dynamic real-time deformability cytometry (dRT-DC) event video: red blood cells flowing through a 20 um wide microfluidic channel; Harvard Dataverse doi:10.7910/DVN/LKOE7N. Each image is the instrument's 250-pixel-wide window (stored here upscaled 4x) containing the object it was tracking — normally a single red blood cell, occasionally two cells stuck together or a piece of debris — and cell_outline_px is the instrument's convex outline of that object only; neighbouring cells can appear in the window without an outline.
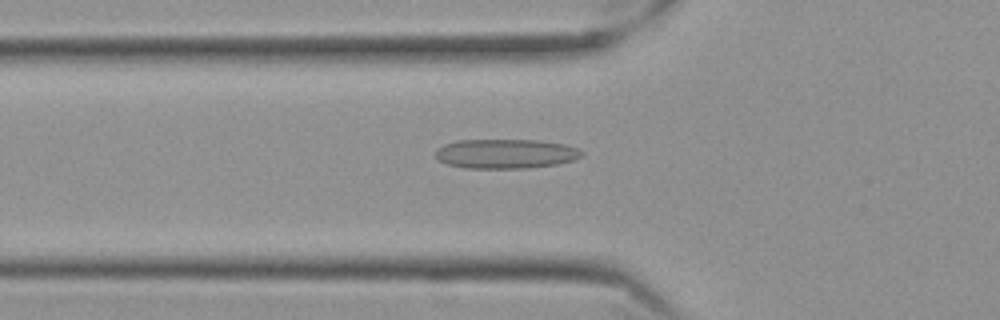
{"species": "Egyptian fruit bat (a non-hibernating species)", "species_latin": "Rousettus aegyptiacus", "temperature_condition": "cold", "stored_images_in_passage": 48, "camera_frame_rate_fps": 3000, "um_per_image_px": 0.085, "frame": {"image": 1, "passage_image": 11, "time_ms": 3.333, "image_size_px": [1000, 320], "cell_outline_px": [[584, 152], [580, 156], [572, 160], [556, 164], [524, 168], [464, 168], [448, 164], [440, 160], [436, 156], [436, 148], [444, 144], [456, 140], [540, 140], [564, 144], [576, 148]], "centroid_in_image_um": [42.95, 13.06], "position_along_channel_um": 82.9, "area_um2": 24.97}}
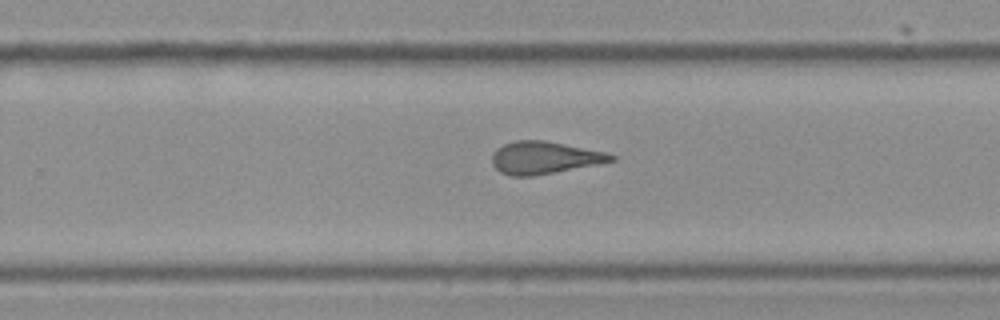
{"frame": {"image": 2, "passage_image": 28, "time_ms": 9.0, "image_size_px": [1000, 320], "cell_outline_px": [[616, 160], [596, 164], [532, 176], [512, 176], [500, 172], [492, 164], [492, 156], [496, 148], [504, 144], [516, 140], [544, 140], [608, 152], [616, 156]], "centroid_in_image_um": [46.26, 13.39], "position_along_channel_um": 283.5, "area_um2": 22.37}}
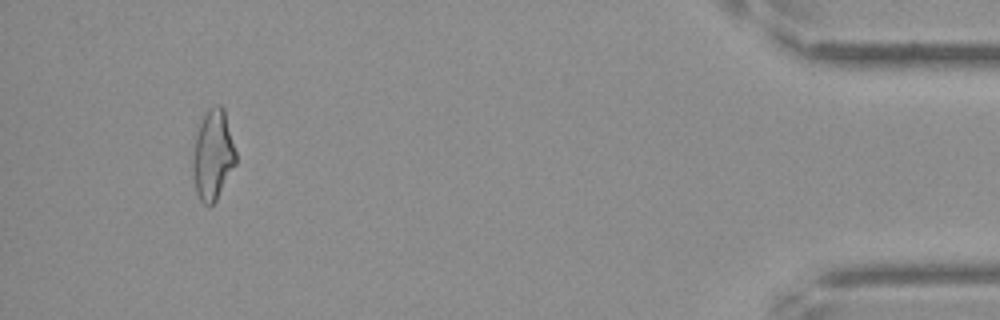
{"frame": {"image": 3, "passage_image": 45, "time_ms": 14.667, "image_size_px": [1000, 320], "cell_outline_px": [[236, 164], [216, 200], [208, 208], [200, 200], [196, 192], [192, 172], [192, 160], [196, 136], [200, 124], [208, 108], [216, 104], [220, 104], [224, 108], [236, 152]], "centroid_in_image_um": [18.1, 13.19], "position_along_channel_um": 417.1, "area_um2": 22.6}, "authors_computed_cell_mechanics": {"area_um2": 22.6287, "velocity_mm_per_s": 3.5245, "shape_relaxation_time_tau1_ms": null, "shape_relaxation_time_tau2_ms": 2.2375, "deformation_change_tau1": null, "deformation_change_tau2": 0.1124}}